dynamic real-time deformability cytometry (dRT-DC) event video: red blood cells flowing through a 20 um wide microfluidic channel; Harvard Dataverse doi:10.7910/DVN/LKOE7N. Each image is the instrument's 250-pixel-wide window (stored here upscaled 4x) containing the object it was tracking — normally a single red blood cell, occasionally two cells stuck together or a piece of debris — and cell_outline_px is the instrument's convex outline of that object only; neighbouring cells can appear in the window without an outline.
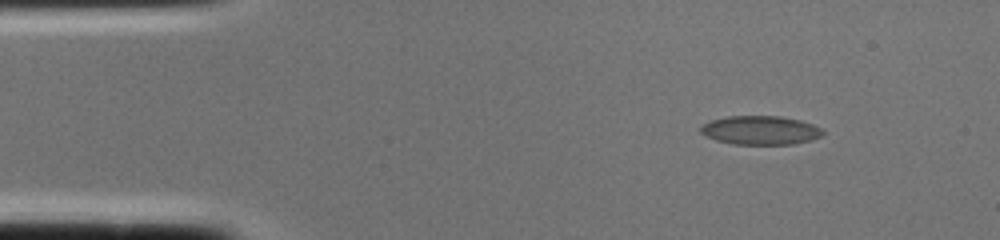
{"species": "common noctule bat (a hibernating species)", "species_latin": "Nyctalus noctula", "temperature_condition": "cold", "stored_images_in_passage": 2, "camera_frame_rate_fps": 3000, "um_per_image_px": 0.085, "animal": {"sex": "female", "body_mass_g": 22.0, "forearm_length_mm": 56.7}, "frame": {"image": 1, "passage_image": 2, "time_ms": 0.333, "image_size_px": [1000, 240], "cell_outline_px": [[824, 132], [820, 136], [812, 140], [792, 144], [732, 144], [716, 140], [700, 132], [700, 128], [708, 120], [728, 116], [780, 116], [800, 120], [812, 124], [820, 128]], "centroid_in_image_um": [64.62, 11.06], "position_along_channel_um": 20.4, "area_um2": 20.46}}